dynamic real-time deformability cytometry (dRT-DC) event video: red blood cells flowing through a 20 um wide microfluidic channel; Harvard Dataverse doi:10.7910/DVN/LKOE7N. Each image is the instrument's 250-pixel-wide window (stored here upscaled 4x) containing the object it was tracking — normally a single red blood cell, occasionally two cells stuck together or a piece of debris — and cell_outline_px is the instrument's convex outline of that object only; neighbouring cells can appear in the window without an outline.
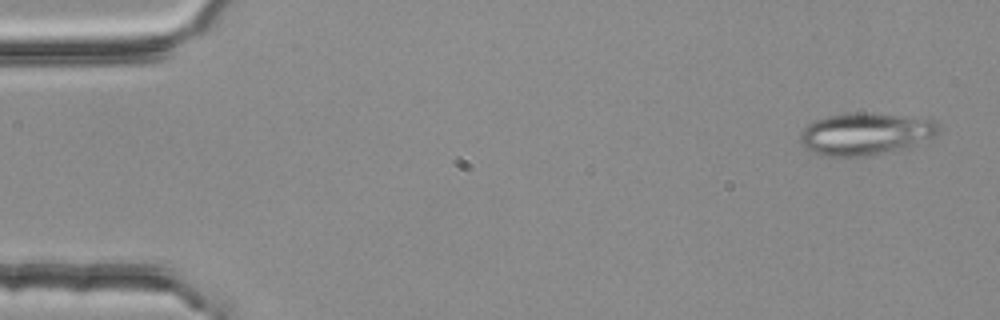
{"species": "common noctule bat (a hibernating species)", "species_latin": "Nyctalus noctula", "temperature_condition": "room temperature", "stored_images_in_passage": 3, "camera_frame_rate_fps": 3000, "um_per_image_px": 0.085, "animal": {"sex": "female", "body_mass_g": 25.1}, "frame": {"image": 1, "passage_image": 1, "time_ms": 0.0, "image_size_px": [1000, 320], "cell_outline_px": [[940, 128], [936, 136], [908, 148], [864, 156], [824, 156], [812, 152], [804, 148], [800, 144], [800, 132], [808, 124], [816, 120], [828, 116], [852, 112], [864, 112], [936, 120]], "centroid_in_image_um": [73.56, 11.38], "position_along_channel_um": 11.4, "area_um2": 34.1}}